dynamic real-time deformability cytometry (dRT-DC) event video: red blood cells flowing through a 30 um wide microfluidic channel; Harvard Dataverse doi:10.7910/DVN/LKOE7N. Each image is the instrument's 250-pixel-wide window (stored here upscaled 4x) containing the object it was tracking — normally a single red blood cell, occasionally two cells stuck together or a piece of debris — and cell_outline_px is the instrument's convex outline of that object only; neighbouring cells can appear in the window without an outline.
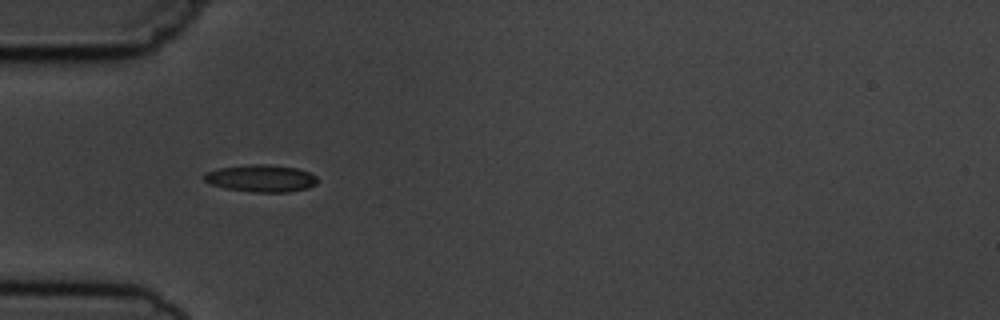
{"species": "common noctule bat (a hibernating species)", "species_latin": "Nyctalus noctula", "temperature_condition": "cold", "stored_images_in_passage": 11, "camera_frame_rate_fps": 3000, "um_per_image_px": 0.085, "animal": {"sex": "male", "body_mass_g": 19.5, "forearm_length_mm": 54.6}, "frame": {"image": 1, "passage_image": 5, "time_ms": 5.333, "image_size_px": [1000, 320], "cell_outline_px": [[316, 184], [308, 188], [288, 192], [252, 192], [224, 188], [212, 184], [204, 180], [204, 172], [220, 168], [252, 164], [268, 164], [296, 168], [308, 172], [316, 176]], "centroid_in_image_um": [22.18, 15.16], "position_along_channel_um": 62.8, "area_um2": 17.86}}
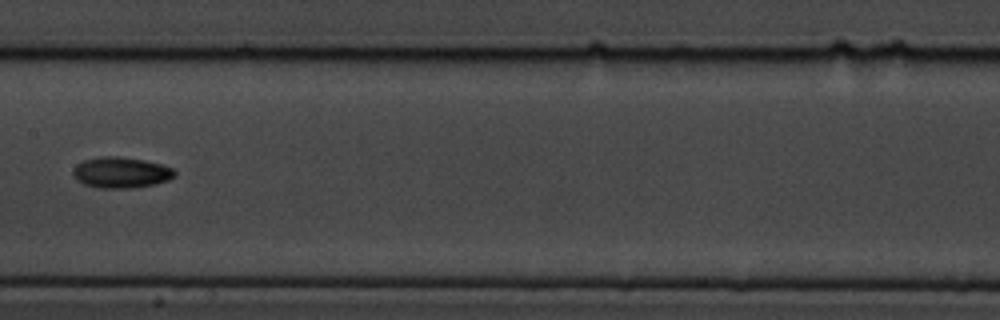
{"frame": {"image": 2, "passage_image": 8, "time_ms": 9.0, "image_size_px": [1000, 320], "cell_outline_px": [[176, 176], [168, 180], [152, 184], [132, 188], [100, 188], [84, 184], [76, 180], [72, 176], [72, 168], [76, 164], [84, 160], [100, 156], [116, 156], [144, 160], [160, 164], [172, 168], [176, 172]], "centroid_in_image_um": [10.24, 14.66], "position_along_channel_um": 197.2, "area_um2": 18.38}}
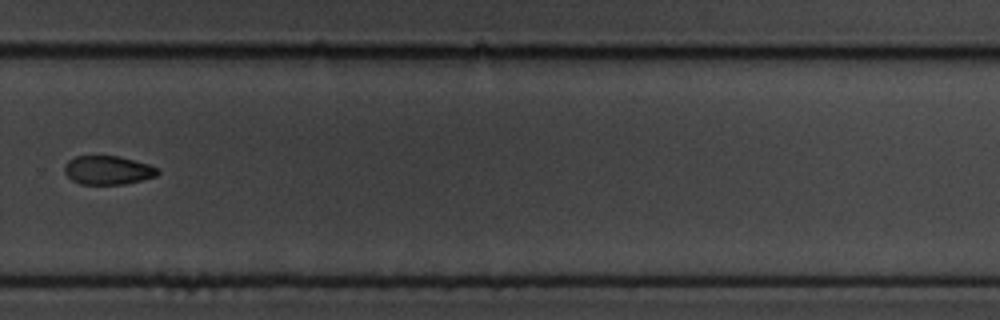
{"frame": {"image": 3, "passage_image": 11, "time_ms": 12.333, "image_size_px": [1000, 320], "cell_outline_px": [[160, 172], [156, 176], [124, 184], [80, 184], [72, 180], [64, 172], [64, 164], [68, 160], [76, 156], [120, 156], [148, 164], [156, 168]], "centroid_in_image_um": [9.14, 14.46], "position_along_channel_um": 320.7, "area_um2": 15.55}}